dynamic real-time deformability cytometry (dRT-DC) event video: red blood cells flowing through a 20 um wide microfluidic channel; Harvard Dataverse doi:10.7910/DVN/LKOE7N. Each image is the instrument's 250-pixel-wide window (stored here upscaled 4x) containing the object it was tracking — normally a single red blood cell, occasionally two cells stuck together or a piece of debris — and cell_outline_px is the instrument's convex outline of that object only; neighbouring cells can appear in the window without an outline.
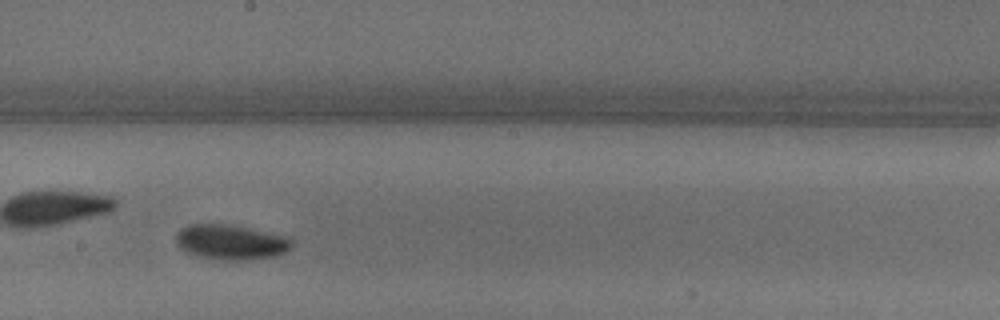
{"species": "common noctule bat (a hibernating species)", "species_latin": "Nyctalus noctula", "temperature_condition": "warm", "stored_images_in_passage": 30, "camera_frame_rate_fps": 3000, "um_per_image_px": 0.085, "animal": {"sex": "male", "body_mass_g": 18.8}, "frame": {"image": 1, "passage_image": 13, "time_ms": 4.0, "image_size_px": [1000, 320], "cell_outline_px": [[292, 248], [276, 256], [252, 260], [220, 260], [200, 256], [188, 252], [180, 248], [176, 244], [176, 232], [180, 228], [188, 224], [232, 224], [288, 236], [292, 240]], "centroid_in_image_um": [19.64, 20.57], "position_along_channel_um": 228.6, "area_um2": 23.99}}